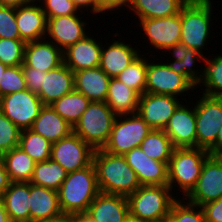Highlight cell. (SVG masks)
Segmentation results:
<instances>
[{
    "label": "cell",
    "mask_w": 222,
    "mask_h": 222,
    "mask_svg": "<svg viewBox=\"0 0 222 222\" xmlns=\"http://www.w3.org/2000/svg\"><path fill=\"white\" fill-rule=\"evenodd\" d=\"M39 2L46 18L78 14V12H81L80 15L83 14L71 0H40Z\"/></svg>",
    "instance_id": "7bdbcfd3"
},
{
    "label": "cell",
    "mask_w": 222,
    "mask_h": 222,
    "mask_svg": "<svg viewBox=\"0 0 222 222\" xmlns=\"http://www.w3.org/2000/svg\"><path fill=\"white\" fill-rule=\"evenodd\" d=\"M19 147L35 162L51 158L52 143L31 129L21 131Z\"/></svg>",
    "instance_id": "d590c367"
},
{
    "label": "cell",
    "mask_w": 222,
    "mask_h": 222,
    "mask_svg": "<svg viewBox=\"0 0 222 222\" xmlns=\"http://www.w3.org/2000/svg\"><path fill=\"white\" fill-rule=\"evenodd\" d=\"M214 156L222 164V149H220Z\"/></svg>",
    "instance_id": "9f6ffc18"
},
{
    "label": "cell",
    "mask_w": 222,
    "mask_h": 222,
    "mask_svg": "<svg viewBox=\"0 0 222 222\" xmlns=\"http://www.w3.org/2000/svg\"><path fill=\"white\" fill-rule=\"evenodd\" d=\"M90 102L84 94L73 90L50 105L65 121L74 126Z\"/></svg>",
    "instance_id": "d6a6232c"
},
{
    "label": "cell",
    "mask_w": 222,
    "mask_h": 222,
    "mask_svg": "<svg viewBox=\"0 0 222 222\" xmlns=\"http://www.w3.org/2000/svg\"><path fill=\"white\" fill-rule=\"evenodd\" d=\"M110 79L100 67L79 70L74 72V90L91 102H105Z\"/></svg>",
    "instance_id": "cb8c5ba5"
},
{
    "label": "cell",
    "mask_w": 222,
    "mask_h": 222,
    "mask_svg": "<svg viewBox=\"0 0 222 222\" xmlns=\"http://www.w3.org/2000/svg\"><path fill=\"white\" fill-rule=\"evenodd\" d=\"M170 53L172 54L171 57L174 58H172L174 61L167 59V61H170L169 63L167 62L170 69L175 73L185 75L196 85L202 76L201 70L198 72V69H194L196 62L203 61L207 55L204 56L194 49L183 47L172 50Z\"/></svg>",
    "instance_id": "4dcf8cb0"
},
{
    "label": "cell",
    "mask_w": 222,
    "mask_h": 222,
    "mask_svg": "<svg viewBox=\"0 0 222 222\" xmlns=\"http://www.w3.org/2000/svg\"><path fill=\"white\" fill-rule=\"evenodd\" d=\"M140 148L149 158L168 164L175 147L164 130L152 129Z\"/></svg>",
    "instance_id": "e575fe53"
},
{
    "label": "cell",
    "mask_w": 222,
    "mask_h": 222,
    "mask_svg": "<svg viewBox=\"0 0 222 222\" xmlns=\"http://www.w3.org/2000/svg\"><path fill=\"white\" fill-rule=\"evenodd\" d=\"M32 2L31 0H0V6L17 8Z\"/></svg>",
    "instance_id": "681fc988"
},
{
    "label": "cell",
    "mask_w": 222,
    "mask_h": 222,
    "mask_svg": "<svg viewBox=\"0 0 222 222\" xmlns=\"http://www.w3.org/2000/svg\"><path fill=\"white\" fill-rule=\"evenodd\" d=\"M74 222H96L86 212L74 214Z\"/></svg>",
    "instance_id": "f5cc1de1"
},
{
    "label": "cell",
    "mask_w": 222,
    "mask_h": 222,
    "mask_svg": "<svg viewBox=\"0 0 222 222\" xmlns=\"http://www.w3.org/2000/svg\"><path fill=\"white\" fill-rule=\"evenodd\" d=\"M74 5L78 8V10L82 11H86L91 10L90 12H92L93 14H100V13H105L106 11L102 8V6L100 5V1L99 0H71Z\"/></svg>",
    "instance_id": "bcb514c9"
},
{
    "label": "cell",
    "mask_w": 222,
    "mask_h": 222,
    "mask_svg": "<svg viewBox=\"0 0 222 222\" xmlns=\"http://www.w3.org/2000/svg\"><path fill=\"white\" fill-rule=\"evenodd\" d=\"M168 185L140 186L127 197L130 217L145 222H165L177 200ZM177 197V198H175Z\"/></svg>",
    "instance_id": "3957f363"
},
{
    "label": "cell",
    "mask_w": 222,
    "mask_h": 222,
    "mask_svg": "<svg viewBox=\"0 0 222 222\" xmlns=\"http://www.w3.org/2000/svg\"><path fill=\"white\" fill-rule=\"evenodd\" d=\"M93 164L100 192L128 197L141 186L137 174L127 164L124 155L96 149Z\"/></svg>",
    "instance_id": "6da1fadb"
},
{
    "label": "cell",
    "mask_w": 222,
    "mask_h": 222,
    "mask_svg": "<svg viewBox=\"0 0 222 222\" xmlns=\"http://www.w3.org/2000/svg\"><path fill=\"white\" fill-rule=\"evenodd\" d=\"M25 44L21 39L0 38V61L7 67L22 65Z\"/></svg>",
    "instance_id": "f35d334b"
},
{
    "label": "cell",
    "mask_w": 222,
    "mask_h": 222,
    "mask_svg": "<svg viewBox=\"0 0 222 222\" xmlns=\"http://www.w3.org/2000/svg\"><path fill=\"white\" fill-rule=\"evenodd\" d=\"M21 130L0 111V157L19 147Z\"/></svg>",
    "instance_id": "60d3db41"
},
{
    "label": "cell",
    "mask_w": 222,
    "mask_h": 222,
    "mask_svg": "<svg viewBox=\"0 0 222 222\" xmlns=\"http://www.w3.org/2000/svg\"><path fill=\"white\" fill-rule=\"evenodd\" d=\"M30 129L51 143H55L73 132V126L65 121L51 105H44L41 108Z\"/></svg>",
    "instance_id": "484cf974"
},
{
    "label": "cell",
    "mask_w": 222,
    "mask_h": 222,
    "mask_svg": "<svg viewBox=\"0 0 222 222\" xmlns=\"http://www.w3.org/2000/svg\"><path fill=\"white\" fill-rule=\"evenodd\" d=\"M116 117L106 102H90L73 126V132L94 150L103 149L109 140Z\"/></svg>",
    "instance_id": "8992f818"
},
{
    "label": "cell",
    "mask_w": 222,
    "mask_h": 222,
    "mask_svg": "<svg viewBox=\"0 0 222 222\" xmlns=\"http://www.w3.org/2000/svg\"><path fill=\"white\" fill-rule=\"evenodd\" d=\"M0 198L12 222H30V182H10Z\"/></svg>",
    "instance_id": "d4e9b609"
},
{
    "label": "cell",
    "mask_w": 222,
    "mask_h": 222,
    "mask_svg": "<svg viewBox=\"0 0 222 222\" xmlns=\"http://www.w3.org/2000/svg\"><path fill=\"white\" fill-rule=\"evenodd\" d=\"M86 213L96 222H127L130 218L127 197L103 192L96 196Z\"/></svg>",
    "instance_id": "ac0fdd59"
},
{
    "label": "cell",
    "mask_w": 222,
    "mask_h": 222,
    "mask_svg": "<svg viewBox=\"0 0 222 222\" xmlns=\"http://www.w3.org/2000/svg\"><path fill=\"white\" fill-rule=\"evenodd\" d=\"M86 21L78 14L47 18L45 39L54 43L62 52L89 34Z\"/></svg>",
    "instance_id": "9a60e30c"
},
{
    "label": "cell",
    "mask_w": 222,
    "mask_h": 222,
    "mask_svg": "<svg viewBox=\"0 0 222 222\" xmlns=\"http://www.w3.org/2000/svg\"><path fill=\"white\" fill-rule=\"evenodd\" d=\"M195 103L196 147L208 150L222 126V97L202 94Z\"/></svg>",
    "instance_id": "ba28073f"
},
{
    "label": "cell",
    "mask_w": 222,
    "mask_h": 222,
    "mask_svg": "<svg viewBox=\"0 0 222 222\" xmlns=\"http://www.w3.org/2000/svg\"><path fill=\"white\" fill-rule=\"evenodd\" d=\"M127 164L135 171L141 186L168 185V164L149 158L140 147L124 155Z\"/></svg>",
    "instance_id": "e0dca14e"
},
{
    "label": "cell",
    "mask_w": 222,
    "mask_h": 222,
    "mask_svg": "<svg viewBox=\"0 0 222 222\" xmlns=\"http://www.w3.org/2000/svg\"><path fill=\"white\" fill-rule=\"evenodd\" d=\"M189 0H132L129 12L140 19L163 18L180 13ZM131 10V11H130Z\"/></svg>",
    "instance_id": "f1b7e54d"
},
{
    "label": "cell",
    "mask_w": 222,
    "mask_h": 222,
    "mask_svg": "<svg viewBox=\"0 0 222 222\" xmlns=\"http://www.w3.org/2000/svg\"><path fill=\"white\" fill-rule=\"evenodd\" d=\"M68 172L52 159L36 162L31 184L58 191Z\"/></svg>",
    "instance_id": "1f68e13d"
},
{
    "label": "cell",
    "mask_w": 222,
    "mask_h": 222,
    "mask_svg": "<svg viewBox=\"0 0 222 222\" xmlns=\"http://www.w3.org/2000/svg\"><path fill=\"white\" fill-rule=\"evenodd\" d=\"M73 90L74 72L62 63L43 74L42 88L37 95L44 105H50Z\"/></svg>",
    "instance_id": "603a6c76"
},
{
    "label": "cell",
    "mask_w": 222,
    "mask_h": 222,
    "mask_svg": "<svg viewBox=\"0 0 222 222\" xmlns=\"http://www.w3.org/2000/svg\"><path fill=\"white\" fill-rule=\"evenodd\" d=\"M213 57L214 58L211 57L210 59L205 57L202 61L203 64L206 65L202 69V76L195 87H204V95L210 97H222V54Z\"/></svg>",
    "instance_id": "836d02e7"
},
{
    "label": "cell",
    "mask_w": 222,
    "mask_h": 222,
    "mask_svg": "<svg viewBox=\"0 0 222 222\" xmlns=\"http://www.w3.org/2000/svg\"><path fill=\"white\" fill-rule=\"evenodd\" d=\"M100 193L94 164L70 172L58 190L62 213L87 212L90 204Z\"/></svg>",
    "instance_id": "7a4b0ae2"
},
{
    "label": "cell",
    "mask_w": 222,
    "mask_h": 222,
    "mask_svg": "<svg viewBox=\"0 0 222 222\" xmlns=\"http://www.w3.org/2000/svg\"><path fill=\"white\" fill-rule=\"evenodd\" d=\"M63 63V52L47 39L27 42L24 48L23 64L48 72Z\"/></svg>",
    "instance_id": "7402d4cb"
},
{
    "label": "cell",
    "mask_w": 222,
    "mask_h": 222,
    "mask_svg": "<svg viewBox=\"0 0 222 222\" xmlns=\"http://www.w3.org/2000/svg\"><path fill=\"white\" fill-rule=\"evenodd\" d=\"M39 222H74V214L62 213L61 215L57 217L42 220Z\"/></svg>",
    "instance_id": "816d5d0a"
},
{
    "label": "cell",
    "mask_w": 222,
    "mask_h": 222,
    "mask_svg": "<svg viewBox=\"0 0 222 222\" xmlns=\"http://www.w3.org/2000/svg\"><path fill=\"white\" fill-rule=\"evenodd\" d=\"M6 68H7V66L4 65V64L0 61V80H1V78H3V72L5 71Z\"/></svg>",
    "instance_id": "11a10c76"
},
{
    "label": "cell",
    "mask_w": 222,
    "mask_h": 222,
    "mask_svg": "<svg viewBox=\"0 0 222 222\" xmlns=\"http://www.w3.org/2000/svg\"><path fill=\"white\" fill-rule=\"evenodd\" d=\"M148 60L145 93L182 97V94L193 92L195 84L185 75L175 73L167 63ZM191 89V90H190ZM194 89V90H193Z\"/></svg>",
    "instance_id": "9c48e42d"
},
{
    "label": "cell",
    "mask_w": 222,
    "mask_h": 222,
    "mask_svg": "<svg viewBox=\"0 0 222 222\" xmlns=\"http://www.w3.org/2000/svg\"><path fill=\"white\" fill-rule=\"evenodd\" d=\"M171 95L143 93L137 113L151 129L164 130L176 109L183 103Z\"/></svg>",
    "instance_id": "4fadbf2b"
},
{
    "label": "cell",
    "mask_w": 222,
    "mask_h": 222,
    "mask_svg": "<svg viewBox=\"0 0 222 222\" xmlns=\"http://www.w3.org/2000/svg\"><path fill=\"white\" fill-rule=\"evenodd\" d=\"M43 106L39 96L28 89L0 97V111L21 131L32 127Z\"/></svg>",
    "instance_id": "30bf717a"
},
{
    "label": "cell",
    "mask_w": 222,
    "mask_h": 222,
    "mask_svg": "<svg viewBox=\"0 0 222 222\" xmlns=\"http://www.w3.org/2000/svg\"><path fill=\"white\" fill-rule=\"evenodd\" d=\"M22 71L26 81V88L32 93L38 94L42 88L43 74H46V72L27 65H22Z\"/></svg>",
    "instance_id": "ee69618b"
},
{
    "label": "cell",
    "mask_w": 222,
    "mask_h": 222,
    "mask_svg": "<svg viewBox=\"0 0 222 222\" xmlns=\"http://www.w3.org/2000/svg\"><path fill=\"white\" fill-rule=\"evenodd\" d=\"M222 197V164L215 156L209 155L196 185L185 196L188 202L202 206Z\"/></svg>",
    "instance_id": "5bb4252c"
},
{
    "label": "cell",
    "mask_w": 222,
    "mask_h": 222,
    "mask_svg": "<svg viewBox=\"0 0 222 222\" xmlns=\"http://www.w3.org/2000/svg\"><path fill=\"white\" fill-rule=\"evenodd\" d=\"M16 23L25 43L45 39L47 18L41 4L30 2L17 7Z\"/></svg>",
    "instance_id": "44dd1931"
},
{
    "label": "cell",
    "mask_w": 222,
    "mask_h": 222,
    "mask_svg": "<svg viewBox=\"0 0 222 222\" xmlns=\"http://www.w3.org/2000/svg\"><path fill=\"white\" fill-rule=\"evenodd\" d=\"M0 222H12L5 209L3 200L0 198Z\"/></svg>",
    "instance_id": "db71d44e"
},
{
    "label": "cell",
    "mask_w": 222,
    "mask_h": 222,
    "mask_svg": "<svg viewBox=\"0 0 222 222\" xmlns=\"http://www.w3.org/2000/svg\"><path fill=\"white\" fill-rule=\"evenodd\" d=\"M0 38L20 39L16 8L0 6Z\"/></svg>",
    "instance_id": "b9f144b4"
},
{
    "label": "cell",
    "mask_w": 222,
    "mask_h": 222,
    "mask_svg": "<svg viewBox=\"0 0 222 222\" xmlns=\"http://www.w3.org/2000/svg\"><path fill=\"white\" fill-rule=\"evenodd\" d=\"M100 5L102 8L106 11V14L108 12H112L115 10H120V7L126 6V9L130 5L132 0H99Z\"/></svg>",
    "instance_id": "7dc6e473"
},
{
    "label": "cell",
    "mask_w": 222,
    "mask_h": 222,
    "mask_svg": "<svg viewBox=\"0 0 222 222\" xmlns=\"http://www.w3.org/2000/svg\"><path fill=\"white\" fill-rule=\"evenodd\" d=\"M31 1H32V2H37V3H39L40 0H31Z\"/></svg>",
    "instance_id": "680465c9"
},
{
    "label": "cell",
    "mask_w": 222,
    "mask_h": 222,
    "mask_svg": "<svg viewBox=\"0 0 222 222\" xmlns=\"http://www.w3.org/2000/svg\"><path fill=\"white\" fill-rule=\"evenodd\" d=\"M140 95L117 78H111L108 85L106 104L116 116L137 113Z\"/></svg>",
    "instance_id": "83f0119b"
},
{
    "label": "cell",
    "mask_w": 222,
    "mask_h": 222,
    "mask_svg": "<svg viewBox=\"0 0 222 222\" xmlns=\"http://www.w3.org/2000/svg\"><path fill=\"white\" fill-rule=\"evenodd\" d=\"M26 89L22 65L8 66L0 80V97Z\"/></svg>",
    "instance_id": "ab89813d"
},
{
    "label": "cell",
    "mask_w": 222,
    "mask_h": 222,
    "mask_svg": "<svg viewBox=\"0 0 222 222\" xmlns=\"http://www.w3.org/2000/svg\"><path fill=\"white\" fill-rule=\"evenodd\" d=\"M181 104L170 118L164 132L175 148L196 147L195 104Z\"/></svg>",
    "instance_id": "2e32d148"
},
{
    "label": "cell",
    "mask_w": 222,
    "mask_h": 222,
    "mask_svg": "<svg viewBox=\"0 0 222 222\" xmlns=\"http://www.w3.org/2000/svg\"><path fill=\"white\" fill-rule=\"evenodd\" d=\"M184 201V202H183ZM167 222H207L201 206L180 197L173 203Z\"/></svg>",
    "instance_id": "74e56055"
},
{
    "label": "cell",
    "mask_w": 222,
    "mask_h": 222,
    "mask_svg": "<svg viewBox=\"0 0 222 222\" xmlns=\"http://www.w3.org/2000/svg\"><path fill=\"white\" fill-rule=\"evenodd\" d=\"M212 6L214 7L211 0H189L182 7L179 47L194 49L204 55L202 49H205L209 37H212Z\"/></svg>",
    "instance_id": "277c9868"
},
{
    "label": "cell",
    "mask_w": 222,
    "mask_h": 222,
    "mask_svg": "<svg viewBox=\"0 0 222 222\" xmlns=\"http://www.w3.org/2000/svg\"><path fill=\"white\" fill-rule=\"evenodd\" d=\"M220 149H222V126L219 129L215 143L208 149V152L214 156Z\"/></svg>",
    "instance_id": "f907efd6"
},
{
    "label": "cell",
    "mask_w": 222,
    "mask_h": 222,
    "mask_svg": "<svg viewBox=\"0 0 222 222\" xmlns=\"http://www.w3.org/2000/svg\"><path fill=\"white\" fill-rule=\"evenodd\" d=\"M94 149L78 135L69 136L52 143L51 158L68 173L90 166L93 163Z\"/></svg>",
    "instance_id": "7c38bea8"
},
{
    "label": "cell",
    "mask_w": 222,
    "mask_h": 222,
    "mask_svg": "<svg viewBox=\"0 0 222 222\" xmlns=\"http://www.w3.org/2000/svg\"><path fill=\"white\" fill-rule=\"evenodd\" d=\"M151 130L138 113L117 116L103 150L125 155L133 148L140 147Z\"/></svg>",
    "instance_id": "52a82bcc"
},
{
    "label": "cell",
    "mask_w": 222,
    "mask_h": 222,
    "mask_svg": "<svg viewBox=\"0 0 222 222\" xmlns=\"http://www.w3.org/2000/svg\"><path fill=\"white\" fill-rule=\"evenodd\" d=\"M114 40V41H113ZM111 44L102 45L99 67L110 77H117L135 59L142 55L137 47L125 41L113 39ZM106 46V48H105ZM105 48V49H104ZM137 48V49H135Z\"/></svg>",
    "instance_id": "ffe728a7"
},
{
    "label": "cell",
    "mask_w": 222,
    "mask_h": 222,
    "mask_svg": "<svg viewBox=\"0 0 222 222\" xmlns=\"http://www.w3.org/2000/svg\"><path fill=\"white\" fill-rule=\"evenodd\" d=\"M209 155L208 150L198 147L174 148L168 163L169 188L175 192L178 187L184 198L196 185Z\"/></svg>",
    "instance_id": "5b68a950"
},
{
    "label": "cell",
    "mask_w": 222,
    "mask_h": 222,
    "mask_svg": "<svg viewBox=\"0 0 222 222\" xmlns=\"http://www.w3.org/2000/svg\"><path fill=\"white\" fill-rule=\"evenodd\" d=\"M201 207L207 222H222V197Z\"/></svg>",
    "instance_id": "f6af8a7d"
},
{
    "label": "cell",
    "mask_w": 222,
    "mask_h": 222,
    "mask_svg": "<svg viewBox=\"0 0 222 222\" xmlns=\"http://www.w3.org/2000/svg\"><path fill=\"white\" fill-rule=\"evenodd\" d=\"M127 222H145V221L136 220V219H133V218L130 217V218L127 220Z\"/></svg>",
    "instance_id": "6f0895ef"
},
{
    "label": "cell",
    "mask_w": 222,
    "mask_h": 222,
    "mask_svg": "<svg viewBox=\"0 0 222 222\" xmlns=\"http://www.w3.org/2000/svg\"><path fill=\"white\" fill-rule=\"evenodd\" d=\"M140 55L117 77L119 81L135 90L140 96L145 93L148 58Z\"/></svg>",
    "instance_id": "8d00e7d4"
},
{
    "label": "cell",
    "mask_w": 222,
    "mask_h": 222,
    "mask_svg": "<svg viewBox=\"0 0 222 222\" xmlns=\"http://www.w3.org/2000/svg\"><path fill=\"white\" fill-rule=\"evenodd\" d=\"M61 214L58 191L30 183V222L51 219Z\"/></svg>",
    "instance_id": "4316f807"
},
{
    "label": "cell",
    "mask_w": 222,
    "mask_h": 222,
    "mask_svg": "<svg viewBox=\"0 0 222 222\" xmlns=\"http://www.w3.org/2000/svg\"><path fill=\"white\" fill-rule=\"evenodd\" d=\"M102 43L89 35L63 51V63L73 72L99 67Z\"/></svg>",
    "instance_id": "d6986e66"
},
{
    "label": "cell",
    "mask_w": 222,
    "mask_h": 222,
    "mask_svg": "<svg viewBox=\"0 0 222 222\" xmlns=\"http://www.w3.org/2000/svg\"><path fill=\"white\" fill-rule=\"evenodd\" d=\"M143 29V36L149 40L151 47L163 53L179 48L181 39V11L177 15L163 18L138 20Z\"/></svg>",
    "instance_id": "8fae6325"
},
{
    "label": "cell",
    "mask_w": 222,
    "mask_h": 222,
    "mask_svg": "<svg viewBox=\"0 0 222 222\" xmlns=\"http://www.w3.org/2000/svg\"><path fill=\"white\" fill-rule=\"evenodd\" d=\"M11 182H30L35 161L20 147L11 149L1 156Z\"/></svg>",
    "instance_id": "f546056e"
},
{
    "label": "cell",
    "mask_w": 222,
    "mask_h": 222,
    "mask_svg": "<svg viewBox=\"0 0 222 222\" xmlns=\"http://www.w3.org/2000/svg\"><path fill=\"white\" fill-rule=\"evenodd\" d=\"M10 182L11 181L5 169L4 162L0 157V197L4 193V191L9 187Z\"/></svg>",
    "instance_id": "c3c4849f"
}]
</instances>
